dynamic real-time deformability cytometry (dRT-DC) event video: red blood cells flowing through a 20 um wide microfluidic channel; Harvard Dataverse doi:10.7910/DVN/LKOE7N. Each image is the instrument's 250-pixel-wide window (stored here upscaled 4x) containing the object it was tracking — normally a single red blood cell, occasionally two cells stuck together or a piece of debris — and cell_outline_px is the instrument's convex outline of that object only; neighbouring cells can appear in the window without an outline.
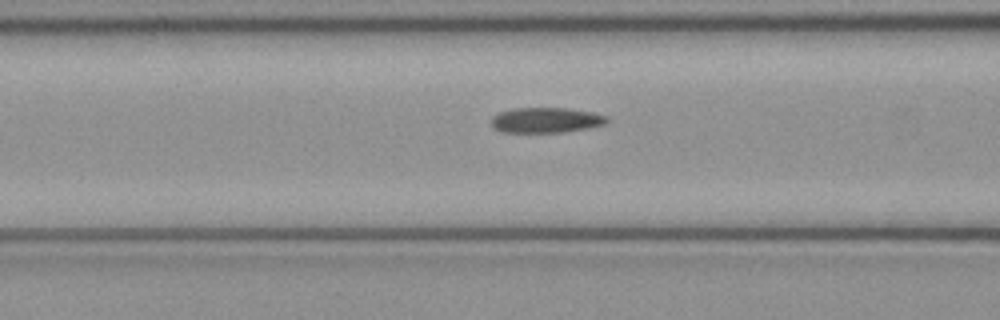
{"species": "common noctule bat (a hibernating species)", "species_latin": "Nyctalus noctula", "temperature_condition": "cold", "stored_images_in_passage": 34, "camera_frame_rate_fps": 3000, "um_per_image_px": 0.085, "animal": {"sex": "female", "body_mass_g": 21.9}, "frame": {"image": 1, "passage_image": 11, "time_ms": 3.333, "image_size_px": [1000, 320], "cell_outline_px": [[608, 124], [588, 128], [560, 132], [500, 132], [492, 128], [492, 116], [500, 112], [512, 108], [568, 108], [592, 112], [608, 116]], "centroid_in_image_um": [46.41, 10.21], "position_along_channel_um": 120.2, "area_um2": 17.17}}
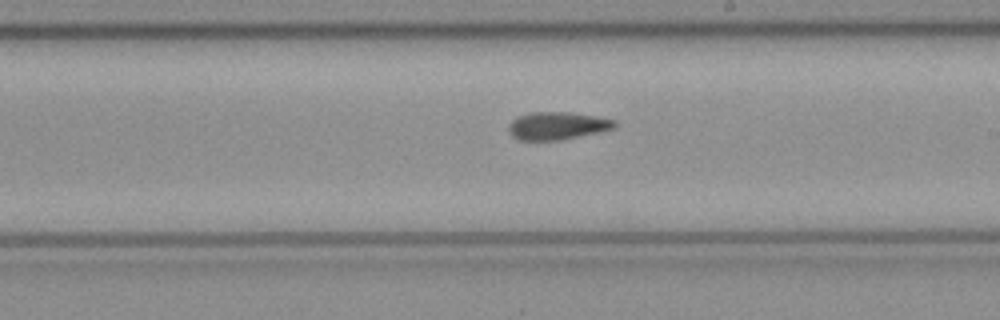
{"frame": {"image": 2, "passage_image": 20, "time_ms": 6.333, "image_size_px": [1000, 320], "cell_outline_px": [[616, 128], [560, 140], [520, 140], [512, 136], [508, 132], [508, 124], [512, 120], [520, 116], [532, 112], [568, 112], [596, 116], [616, 120]], "centroid_in_image_um": [47.36, 10.69], "position_along_channel_um": 241.6, "area_um2": 17.05}}
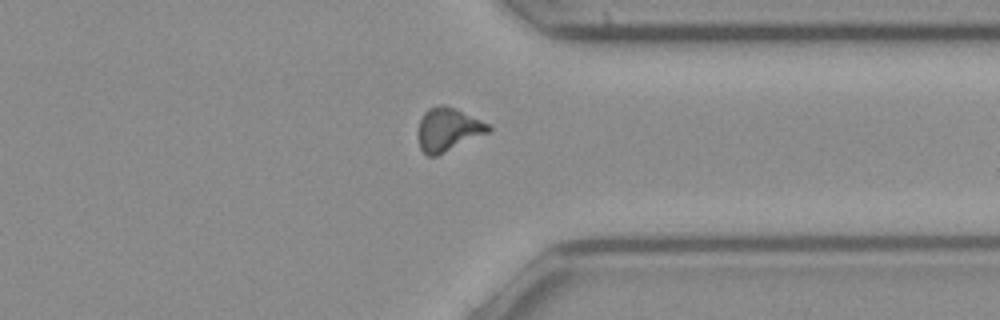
{"frame": {"image": 3, "passage_image": 30, "time_ms": 9.667, "image_size_px": [1000, 320], "cell_outline_px": [[492, 128], [488, 132], [436, 156], [428, 156], [420, 148], [416, 132], [420, 120], [424, 112], [428, 108], [440, 104], [444, 104], [456, 108], [488, 124]], "centroid_in_image_um": [38.02, 10.99], "position_along_channel_um": 373.4, "area_um2": 17.69}, "authors_computed_cell_mechanics": {"area_um2": 17.2533, "velocity_mm_per_s": 4.0421, "shape_relaxation_time_tau1_ms": 8.7432, "shape_relaxation_time_tau2_ms": 7.2641, "deformation_change_tau1": 0.189, "deformation_change_tau2": 0.1324}}